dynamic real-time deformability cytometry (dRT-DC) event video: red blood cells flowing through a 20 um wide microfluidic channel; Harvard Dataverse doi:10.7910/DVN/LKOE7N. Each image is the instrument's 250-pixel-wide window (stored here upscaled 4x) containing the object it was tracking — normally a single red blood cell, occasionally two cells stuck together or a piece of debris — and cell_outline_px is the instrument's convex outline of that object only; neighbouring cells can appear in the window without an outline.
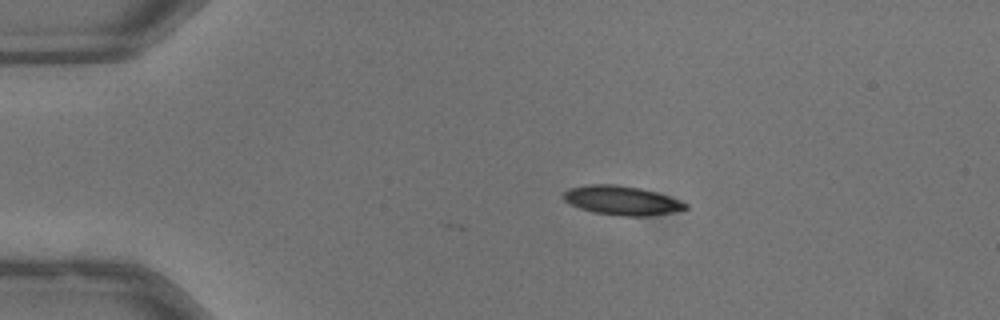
{"species": "common noctule bat (a hibernating species)", "species_latin": "Nyctalus noctula", "temperature_condition": "warm", "stored_images_in_passage": 3, "camera_frame_rate_fps": 3000, "um_per_image_px": 0.085, "animal": {"sex": "male", "body_mass_g": 13.3}, "frame": {"image": 1, "passage_image": 1, "time_ms": 0.0, "image_size_px": [1000, 320], "cell_outline_px": [[688, 208], [672, 212], [644, 216], [620, 216], [592, 212], [580, 208], [564, 200], [560, 196], [568, 188], [588, 184], [616, 184], [640, 188], [656, 192], [680, 200], [688, 204]], "centroid_in_image_um": [52.82, 17.03], "position_along_channel_um": 32.2, "area_um2": 20.75}}